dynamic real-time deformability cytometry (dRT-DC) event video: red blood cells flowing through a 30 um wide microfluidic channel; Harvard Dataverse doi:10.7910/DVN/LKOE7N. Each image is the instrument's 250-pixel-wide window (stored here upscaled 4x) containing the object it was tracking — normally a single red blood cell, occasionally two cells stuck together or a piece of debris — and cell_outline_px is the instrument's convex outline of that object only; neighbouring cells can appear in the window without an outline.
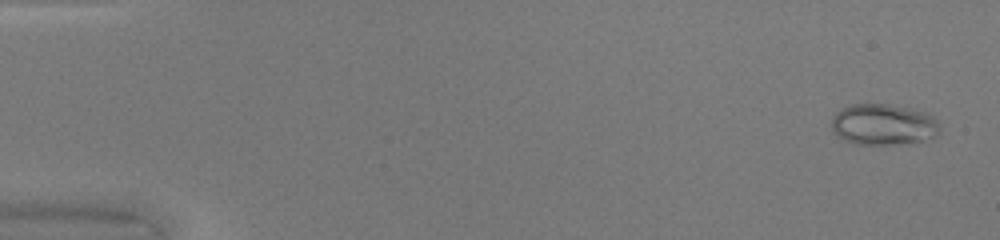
{"species": "common noctule bat (a hibernating species)", "species_latin": "Nyctalus noctula", "temperature_condition": "warm", "stored_images_in_passage": 48, "camera_frame_rate_fps": 3000, "um_per_image_px": 0.085, "animal": {"sex": "female", "body_mass_g": 20.0, "forearm_length_mm": 54.0}, "frame": {"image": 1, "passage_image": 2, "time_ms": 0.333, "image_size_px": [1000, 240], "cell_outline_px": [[940, 132], [936, 136], [924, 140], [908, 144], [856, 144], [844, 140], [836, 136], [832, 132], [832, 116], [840, 108], [852, 104], [888, 104], [908, 108], [924, 112], [932, 116], [940, 124]], "centroid_in_image_um": [75.07, 10.59], "position_along_channel_um": 9.9, "area_um2": 26.24}}
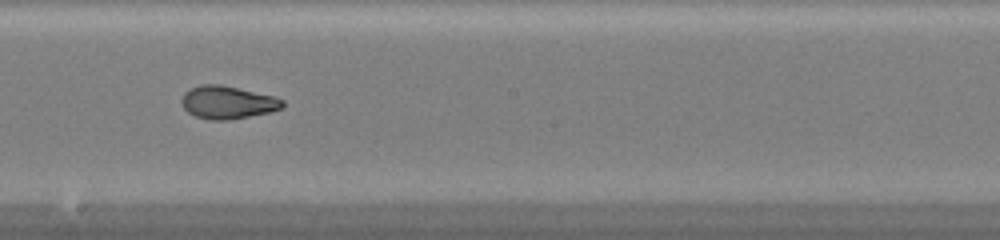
{"frame": {"image": 2, "passage_image": 28, "time_ms": 9.0, "image_size_px": [1000, 240], "cell_outline_px": [[284, 108], [268, 112], [228, 120], [212, 120], [196, 116], [188, 112], [184, 108], [180, 100], [184, 92], [200, 84], [220, 84], [276, 96], [284, 100]], "centroid_in_image_um": [19.35, 8.69], "position_along_channel_um": 228.8, "area_um2": 19.36}}
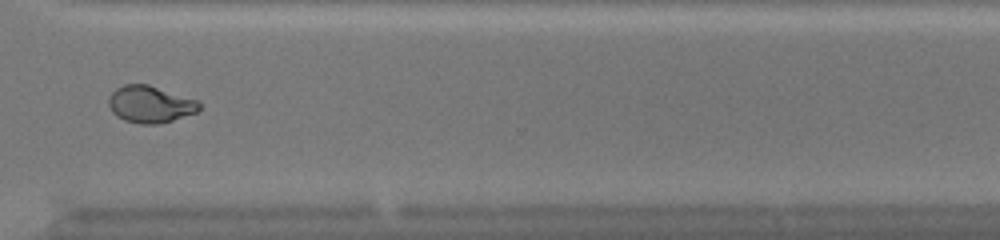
{"frame": {"image": 3, "passage_image": 37, "time_ms": 12.0, "image_size_px": [1000, 240], "cell_outline_px": [[200, 108], [196, 112], [172, 120], [156, 124], [140, 124], [124, 120], [116, 116], [112, 112], [108, 104], [108, 96], [116, 88], [124, 84], [148, 84], [200, 100]], "centroid_in_image_um": [12.75, 8.85], "position_along_channel_um": 357.8, "area_um2": 19.65}, "authors_computed_cell_mechanics": {"area_um2": 20.9236, "velocity_mm_per_s": 4.3003, "shape_relaxation_time_tau1_ms": null, "shape_relaxation_time_tau2_ms": 1.102, "deformation_change_tau1": null, "deformation_change_tau2": 0.0543}}